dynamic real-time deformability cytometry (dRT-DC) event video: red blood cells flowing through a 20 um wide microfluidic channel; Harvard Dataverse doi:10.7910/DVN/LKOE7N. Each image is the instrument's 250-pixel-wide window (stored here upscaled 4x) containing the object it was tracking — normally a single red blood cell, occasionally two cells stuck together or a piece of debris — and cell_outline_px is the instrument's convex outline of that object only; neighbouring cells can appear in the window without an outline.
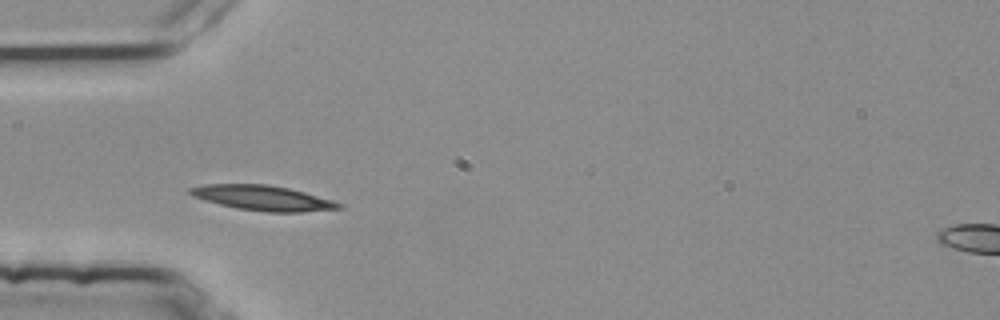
{"species": "common noctule bat (a hibernating species)", "species_latin": "Nyctalus noctula", "temperature_condition": "room temperature", "stored_images_in_passage": 33, "camera_frame_rate_fps": 3000, "um_per_image_px": 0.085, "animal": {"sex": "female", "body_mass_g": 25.1}, "frame": {"image": 1, "passage_image": 1, "time_ms": 0.0, "image_size_px": [1000, 320], "cell_outline_px": [[344, 208], [304, 212], [264, 212], [236, 208], [204, 200], [192, 196], [188, 192], [188, 188], [204, 184], [268, 184], [288, 188], [304, 192], [332, 200], [344, 204]], "centroid_in_image_um": [22.34, 16.83], "position_along_channel_um": 62.7, "area_um2": 21.79}}
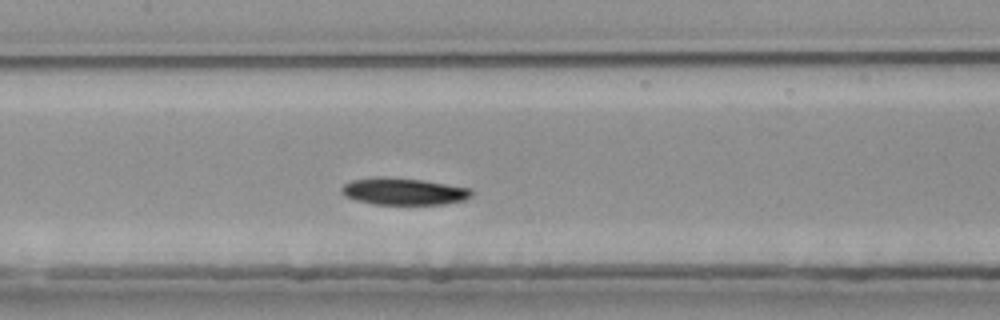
{"frame": {"image": 2, "passage_image": 10, "time_ms": 3.0, "image_size_px": [1000, 320], "cell_outline_px": [[472, 196], [464, 200], [444, 204], [372, 204], [356, 200], [344, 196], [340, 192], [340, 188], [344, 184], [352, 180], [380, 176], [384, 176], [424, 180], [472, 188]], "centroid_in_image_um": [34.3, 16.26], "position_along_channel_um": 173.1, "area_um2": 20.63}}
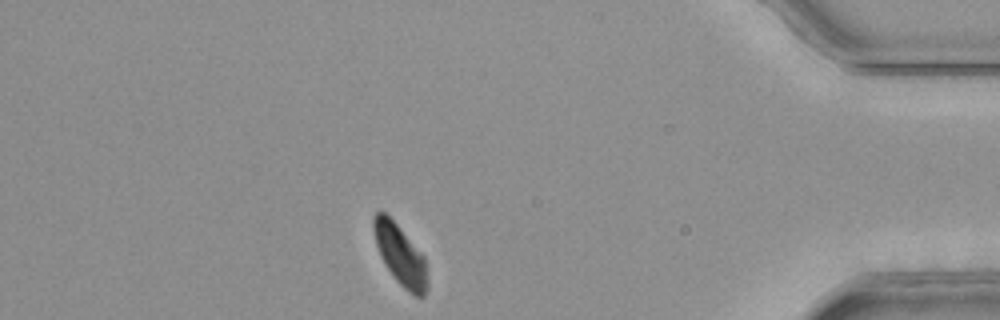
{"frame": {"image": 3, "passage_image": 32, "time_ms": 10.333, "image_size_px": [1000, 320], "cell_outline_px": [[428, 288], [424, 296], [416, 296], [408, 292], [392, 276], [384, 264], [380, 256], [376, 244], [372, 228], [372, 216], [380, 208], [396, 224], [424, 256], [428, 280]], "centroid_in_image_um": [34.0, 21.67], "position_along_channel_um": 401.2, "area_um2": 19.02}, "authors_computed_cell_mechanics": {"area_um2": 20.6346, "velocity_mm_per_s": 3.7259, "shape_relaxation_time_tau1_ms": 4.1369, "shape_relaxation_time_tau2_ms": null, "deformation_change_tau1": 0.1297, "deformation_change_tau2": null}}